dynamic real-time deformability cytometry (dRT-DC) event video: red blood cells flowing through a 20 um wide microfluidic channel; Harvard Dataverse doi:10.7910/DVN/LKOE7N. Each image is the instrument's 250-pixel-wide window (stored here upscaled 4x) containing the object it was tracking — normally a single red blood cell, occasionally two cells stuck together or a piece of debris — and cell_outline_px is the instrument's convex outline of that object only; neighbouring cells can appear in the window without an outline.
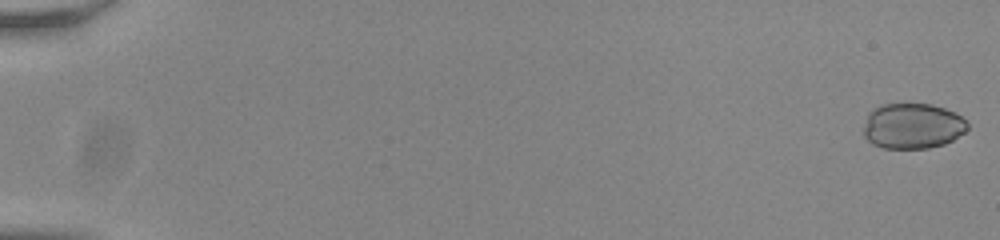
{"species": "common noctule bat (a hibernating species)", "species_latin": "Nyctalus noctula", "temperature_condition": "room temperature", "stored_images_in_passage": 55, "camera_frame_rate_fps": 3000, "um_per_image_px": 0.085, "animal": {"sex": "male", "body_mass_g": 20.0, "forearm_length_mm": 53.3}, "frame": {"image": 1, "passage_image": 1, "time_ms": 0.0, "image_size_px": [1000, 240], "cell_outline_px": [[968, 128], [964, 132], [952, 140], [944, 144], [928, 148], [884, 148], [872, 144], [864, 136], [864, 128], [868, 112], [880, 104], [932, 104], [956, 112], [968, 120]], "centroid_in_image_um": [77.59, 10.7], "position_along_channel_um": 7.4, "area_um2": 27.74}}
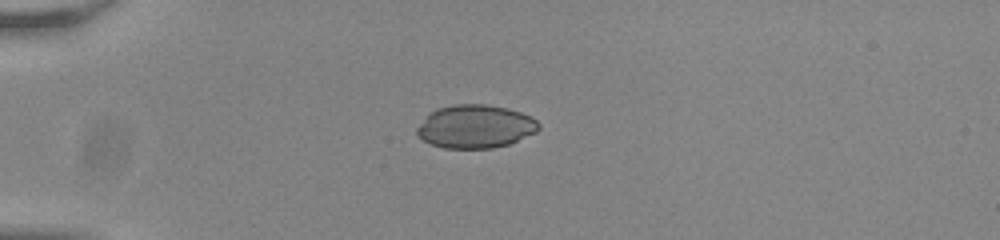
{"frame": {"image": 2, "passage_image": 16, "time_ms": 5.0, "image_size_px": [1000, 240], "cell_outline_px": [[540, 128], [536, 132], [508, 144], [492, 148], [444, 148], [432, 144], [416, 136], [416, 128], [436, 108], [456, 104], [484, 104], [508, 108], [532, 116], [540, 124]], "centroid_in_image_um": [40.42, 10.75], "position_along_channel_um": 44.6, "area_um2": 30.58}}